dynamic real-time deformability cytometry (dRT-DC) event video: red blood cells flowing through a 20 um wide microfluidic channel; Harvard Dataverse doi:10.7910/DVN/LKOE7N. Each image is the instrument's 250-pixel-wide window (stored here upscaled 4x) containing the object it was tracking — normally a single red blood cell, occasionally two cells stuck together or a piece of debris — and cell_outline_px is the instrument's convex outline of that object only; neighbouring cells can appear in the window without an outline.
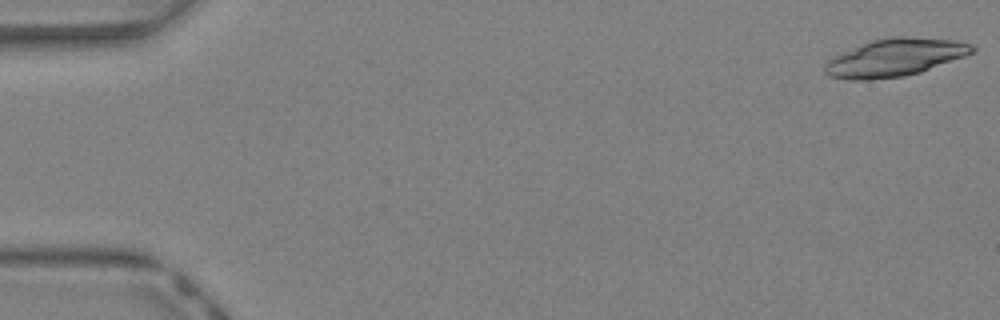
{"species": "Egyptian fruit bat (a non-hibernating species)", "species_latin": "Rousettus aegyptiacus", "temperature_condition": "warm", "stored_images_in_passage": 14, "camera_frame_rate_fps": 3000, "um_per_image_px": 0.085, "animal": {"sex": "female"}, "frame": {"image": 1, "passage_image": 1, "time_ms": 0.0, "image_size_px": [1000, 320], "cell_outline_px": [[976, 52], [920, 72], [904, 76], [868, 80], [848, 80], [828, 76], [824, 72], [824, 64], [832, 56], [872, 40], [896, 36], [904, 36], [956, 40], [972, 44], [976, 48]], "centroid_in_image_um": [76.06, 4.89], "position_along_channel_um": 8.9, "area_um2": 32.43}}
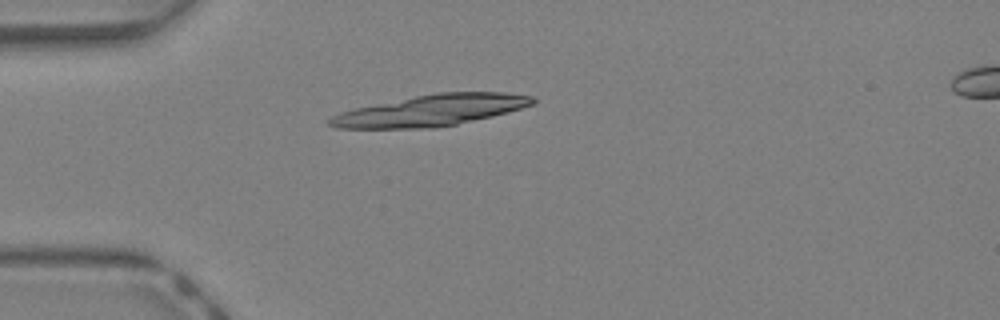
{"frame": {"image": 2, "passage_image": 12, "time_ms": 3.667, "image_size_px": [1000, 320], "cell_outline_px": [[536, 104], [492, 116], [456, 124], [436, 128], [336, 128], [328, 124], [328, 120], [332, 116], [340, 112], [356, 108], [416, 96], [440, 92], [504, 92], [532, 96], [536, 100]], "centroid_in_image_um": [36.67, 9.39], "position_along_channel_um": 48.3, "area_um2": 36.53}}